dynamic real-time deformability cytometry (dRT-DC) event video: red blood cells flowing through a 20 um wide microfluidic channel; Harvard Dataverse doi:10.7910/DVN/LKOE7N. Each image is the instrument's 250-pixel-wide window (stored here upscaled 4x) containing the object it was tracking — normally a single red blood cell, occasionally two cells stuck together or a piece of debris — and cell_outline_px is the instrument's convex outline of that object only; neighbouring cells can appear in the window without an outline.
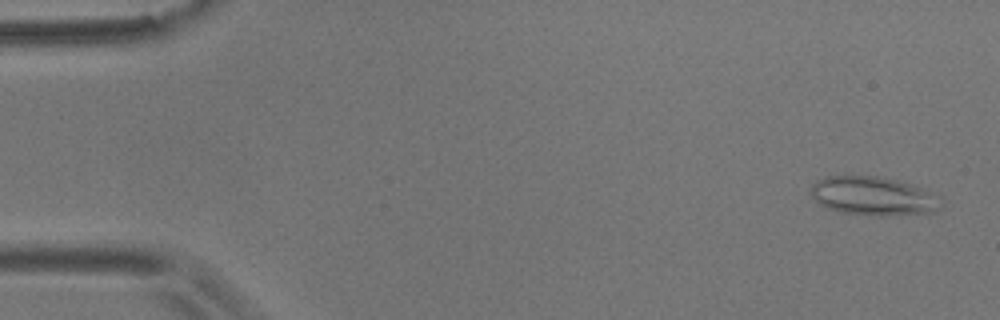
{"species": "common noctule bat (a hibernating species)", "species_latin": "Nyctalus noctula", "temperature_condition": "room temperature", "stored_images_in_passage": 55, "camera_frame_rate_fps": 3000, "um_per_image_px": 0.085, "animal": {"sex": "male", "body_mass_g": 17.9}, "frame": {"image": 1, "passage_image": 2, "time_ms": 0.333, "image_size_px": [1000, 320], "cell_outline_px": [[940, 208], [932, 212], [900, 216], [872, 216], [836, 212], [820, 204], [812, 196], [812, 184], [816, 180], [824, 176], [844, 172], [876, 176], [900, 180], [940, 196]], "centroid_in_image_um": [74.17, 16.64], "position_along_channel_um": 10.8, "area_um2": 30.46}}
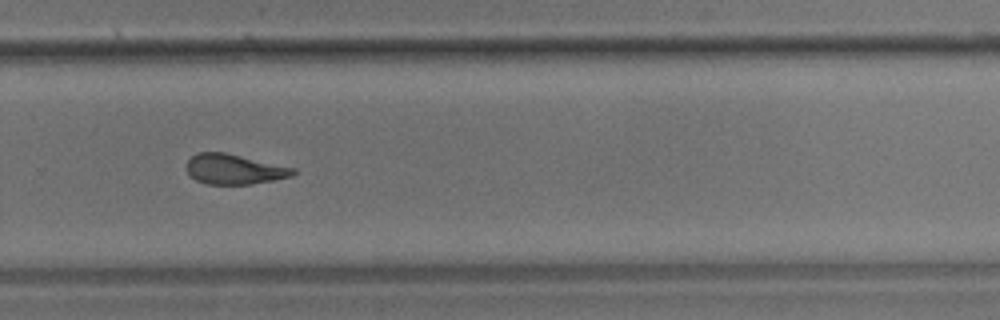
{"frame": {"image": 2, "passage_image": 37, "time_ms": 12.0, "image_size_px": [1000, 320], "cell_outline_px": [[296, 172], [292, 176], [272, 180], [248, 184], [208, 184], [196, 180], [184, 168], [188, 160], [196, 152], [224, 152], [296, 168]], "centroid_in_image_um": [19.88, 14.37], "position_along_channel_um": 309.9, "area_um2": 18.61}}
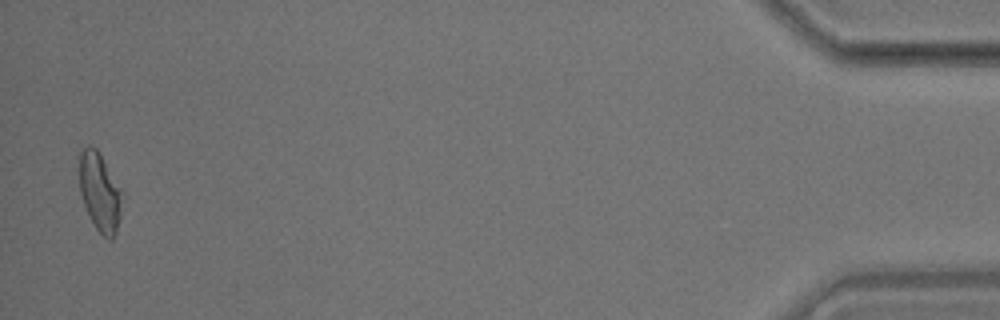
{"frame": {"image": 3, "passage_image": 54, "time_ms": 17.667, "image_size_px": [1000, 320], "cell_outline_px": [[124, 192], [120, 216], [116, 232], [112, 240], [108, 240], [96, 228], [84, 204], [80, 192], [80, 152], [88, 144], [92, 144], [100, 152]], "centroid_in_image_um": [8.52, 16.29], "position_along_channel_um": 426.7, "area_um2": 19.77}, "authors_computed_cell_mechanics": {"area_um2": 19.941, "velocity_mm_per_s": 3.6, "shape_relaxation_time_tau1_ms": 9.1256, "shape_relaxation_time_tau2_ms": 2.7452, "deformation_change_tau1": 0.2098, "deformation_change_tau2": 0.1078}}